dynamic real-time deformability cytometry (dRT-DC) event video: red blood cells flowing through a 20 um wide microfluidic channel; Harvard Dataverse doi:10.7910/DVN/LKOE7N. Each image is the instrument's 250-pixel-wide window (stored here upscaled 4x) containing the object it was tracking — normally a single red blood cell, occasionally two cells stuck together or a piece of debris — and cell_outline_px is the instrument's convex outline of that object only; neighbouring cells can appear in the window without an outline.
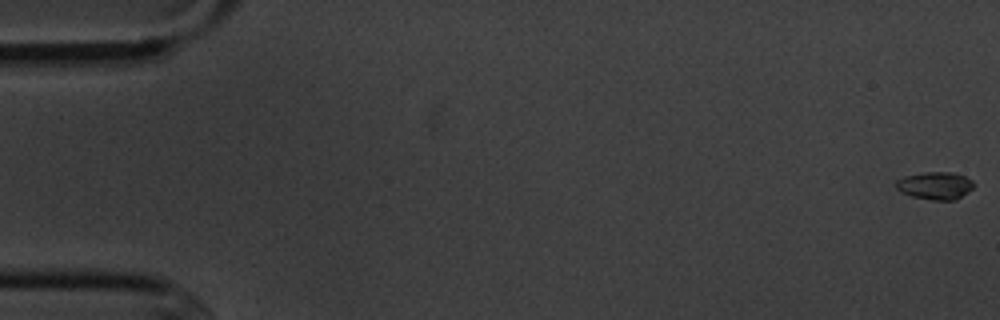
{"species": "common noctule bat (a hibernating species)", "species_latin": "Nyctalus noctula", "temperature_condition": "cold", "stored_images_in_passage": 15, "camera_frame_rate_fps": 3000, "um_per_image_px": 0.085, "animal": {"sex": "male", "body_mass_g": 20.1, "forearm_length_mm": 53.5}, "frame": {"image": 1, "passage_image": 1, "time_ms": 0.0, "image_size_px": [1000, 320], "cell_outline_px": [[972, 188], [968, 192], [956, 200], [932, 200], [912, 196], [900, 192], [892, 184], [896, 180], [904, 176], [924, 172], [952, 172], [964, 176], [972, 180]], "centroid_in_image_um": [79.43, 15.77], "position_along_channel_um": 5.6, "area_um2": 12.6}}
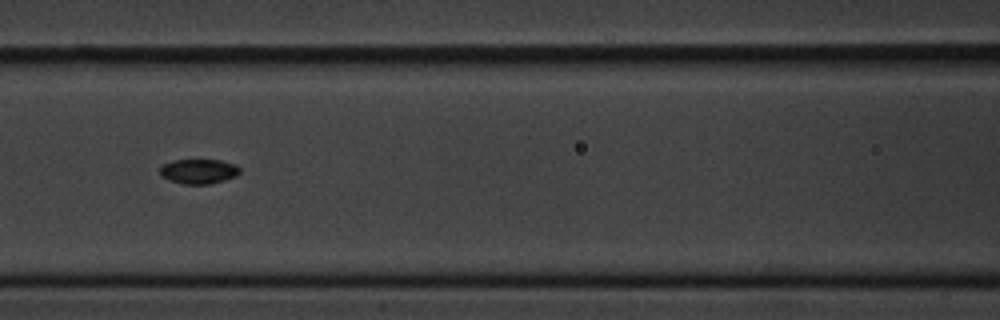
{"frame": {"image": 2, "passage_image": 7, "time_ms": 8.0, "image_size_px": [1000, 320], "cell_outline_px": [[240, 172], [236, 176], [224, 180], [208, 184], [184, 184], [168, 180], [160, 172], [160, 168], [164, 164], [172, 160], [220, 160], [236, 164], [240, 168]], "centroid_in_image_um": [16.92, 14.56], "position_along_channel_um": 149.7, "area_um2": 11.44}}
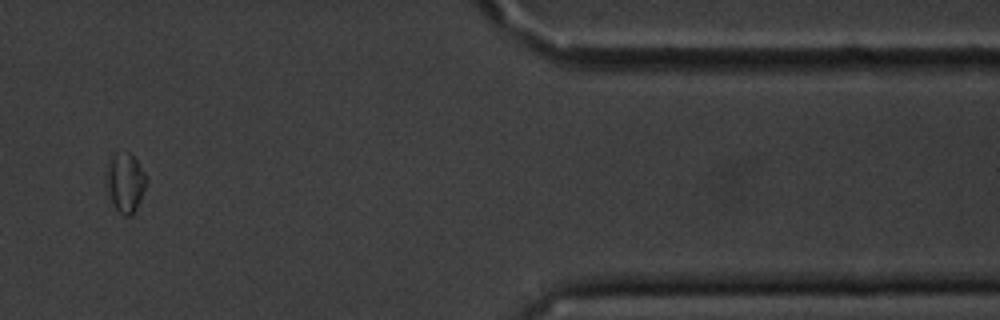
{"frame": {"image": 3, "passage_image": 13, "time_ms": 16.0, "image_size_px": [1000, 320], "cell_outline_px": [[148, 180], [136, 208], [128, 216], [124, 216], [116, 208], [108, 192], [108, 168], [112, 156], [128, 152], [132, 152], [148, 176]], "centroid_in_image_um": [10.72, 15.48], "position_along_channel_um": 400.7, "area_um2": 13.29}, "authors_computed_cell_mechanics": {"area_um2": 11.6756, "velocity_mm_per_s": 3.6085, "shape_relaxation_time_tau1_ms": 5.2688, "shape_relaxation_time_tau2_ms": null, "deformation_change_tau1": 0.0574, "deformation_change_tau2": null}}